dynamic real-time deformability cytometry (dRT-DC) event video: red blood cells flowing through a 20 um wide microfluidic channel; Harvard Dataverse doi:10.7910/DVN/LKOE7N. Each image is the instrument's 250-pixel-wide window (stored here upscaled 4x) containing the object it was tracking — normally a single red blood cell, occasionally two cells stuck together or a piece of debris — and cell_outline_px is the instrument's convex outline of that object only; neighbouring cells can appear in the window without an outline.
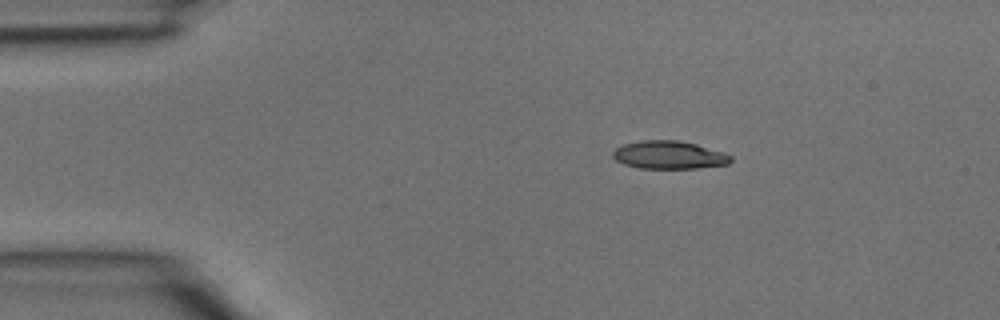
{"species": "common noctule bat (a hibernating species)", "species_latin": "Nyctalus noctula", "temperature_condition": "room temperature", "stored_images_in_passage": 2, "camera_frame_rate_fps": 3000, "um_per_image_px": 0.085, "animal": {"sex": "male", "body_mass_g": 15.6}, "frame": {"image": 1, "passage_image": 1, "time_ms": 0.0, "image_size_px": [1000, 320], "cell_outline_px": [[732, 160], [728, 164], [696, 168], [640, 168], [624, 164], [616, 160], [612, 156], [612, 152], [616, 148], [624, 144], [640, 140], [680, 140], [696, 144], [724, 152], [732, 156]], "centroid_in_image_um": [56.87, 13.16], "position_along_channel_um": 28.1, "area_um2": 19.25}}